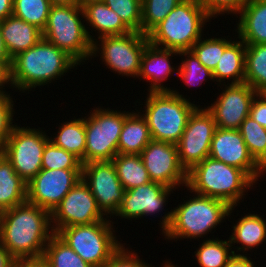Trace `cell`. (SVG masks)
<instances>
[{
  "label": "cell",
  "mask_w": 266,
  "mask_h": 267,
  "mask_svg": "<svg viewBox=\"0 0 266 267\" xmlns=\"http://www.w3.org/2000/svg\"><path fill=\"white\" fill-rule=\"evenodd\" d=\"M79 64L64 50L44 38L28 50L12 58L9 71L10 88L29 94L36 87L55 83Z\"/></svg>",
  "instance_id": "obj_2"
},
{
  "label": "cell",
  "mask_w": 266,
  "mask_h": 267,
  "mask_svg": "<svg viewBox=\"0 0 266 267\" xmlns=\"http://www.w3.org/2000/svg\"><path fill=\"white\" fill-rule=\"evenodd\" d=\"M252 212L244 213L245 216L241 215L235 221L236 224L232 223V234L229 235V240L234 254L245 255L249 250L253 252L254 249H258L263 242L266 244V219L263 218L265 216Z\"/></svg>",
  "instance_id": "obj_21"
},
{
  "label": "cell",
  "mask_w": 266,
  "mask_h": 267,
  "mask_svg": "<svg viewBox=\"0 0 266 267\" xmlns=\"http://www.w3.org/2000/svg\"><path fill=\"white\" fill-rule=\"evenodd\" d=\"M53 135L50 136V140L56 146L73 154L85 164L86 133L83 117L76 119L74 116L73 120L59 123L57 132Z\"/></svg>",
  "instance_id": "obj_28"
},
{
  "label": "cell",
  "mask_w": 266,
  "mask_h": 267,
  "mask_svg": "<svg viewBox=\"0 0 266 267\" xmlns=\"http://www.w3.org/2000/svg\"><path fill=\"white\" fill-rule=\"evenodd\" d=\"M42 169H82L81 161L49 140L42 156Z\"/></svg>",
  "instance_id": "obj_38"
},
{
  "label": "cell",
  "mask_w": 266,
  "mask_h": 267,
  "mask_svg": "<svg viewBox=\"0 0 266 267\" xmlns=\"http://www.w3.org/2000/svg\"><path fill=\"white\" fill-rule=\"evenodd\" d=\"M163 263H162L163 266L161 265L160 267H179L177 264L175 265V263L170 261V259H167V260L163 261Z\"/></svg>",
  "instance_id": "obj_52"
},
{
  "label": "cell",
  "mask_w": 266,
  "mask_h": 267,
  "mask_svg": "<svg viewBox=\"0 0 266 267\" xmlns=\"http://www.w3.org/2000/svg\"><path fill=\"white\" fill-rule=\"evenodd\" d=\"M171 88V91L146 92L145 104L137 99L135 106L144 105V110L137 109L146 119L152 140L177 144L186 128L189 116L199 106L195 101ZM138 102V105L136 104ZM143 113H142V112Z\"/></svg>",
  "instance_id": "obj_5"
},
{
  "label": "cell",
  "mask_w": 266,
  "mask_h": 267,
  "mask_svg": "<svg viewBox=\"0 0 266 267\" xmlns=\"http://www.w3.org/2000/svg\"><path fill=\"white\" fill-rule=\"evenodd\" d=\"M103 2L115 11L131 31L141 33L142 0H104Z\"/></svg>",
  "instance_id": "obj_39"
},
{
  "label": "cell",
  "mask_w": 266,
  "mask_h": 267,
  "mask_svg": "<svg viewBox=\"0 0 266 267\" xmlns=\"http://www.w3.org/2000/svg\"><path fill=\"white\" fill-rule=\"evenodd\" d=\"M207 36L204 38L203 35L192 46L191 51L203 66L213 71L219 63L224 50L233 42L232 39L235 38H231L232 36L229 35L227 37L219 36L218 38H212V36L209 37V34Z\"/></svg>",
  "instance_id": "obj_35"
},
{
  "label": "cell",
  "mask_w": 266,
  "mask_h": 267,
  "mask_svg": "<svg viewBox=\"0 0 266 267\" xmlns=\"http://www.w3.org/2000/svg\"><path fill=\"white\" fill-rule=\"evenodd\" d=\"M54 234L51 213L28 201L1 214L0 244L17 261L42 259Z\"/></svg>",
  "instance_id": "obj_1"
},
{
  "label": "cell",
  "mask_w": 266,
  "mask_h": 267,
  "mask_svg": "<svg viewBox=\"0 0 266 267\" xmlns=\"http://www.w3.org/2000/svg\"><path fill=\"white\" fill-rule=\"evenodd\" d=\"M253 256L251 254H234L226 264L225 267H256L258 261H254L250 256ZM259 267V264L258 266Z\"/></svg>",
  "instance_id": "obj_44"
},
{
  "label": "cell",
  "mask_w": 266,
  "mask_h": 267,
  "mask_svg": "<svg viewBox=\"0 0 266 267\" xmlns=\"http://www.w3.org/2000/svg\"><path fill=\"white\" fill-rule=\"evenodd\" d=\"M0 30L11 59L43 39L42 30L14 15L0 22Z\"/></svg>",
  "instance_id": "obj_24"
},
{
  "label": "cell",
  "mask_w": 266,
  "mask_h": 267,
  "mask_svg": "<svg viewBox=\"0 0 266 267\" xmlns=\"http://www.w3.org/2000/svg\"><path fill=\"white\" fill-rule=\"evenodd\" d=\"M222 90L206 109L213 115L216 127L239 129L249 116L253 98L257 92L247 83L219 85ZM224 88V89H223Z\"/></svg>",
  "instance_id": "obj_18"
},
{
  "label": "cell",
  "mask_w": 266,
  "mask_h": 267,
  "mask_svg": "<svg viewBox=\"0 0 266 267\" xmlns=\"http://www.w3.org/2000/svg\"><path fill=\"white\" fill-rule=\"evenodd\" d=\"M83 12L87 34L92 43L96 40V36L99 39L105 36L123 35L131 32L115 11L104 2L90 3L83 7ZM94 31L98 34H93Z\"/></svg>",
  "instance_id": "obj_23"
},
{
  "label": "cell",
  "mask_w": 266,
  "mask_h": 267,
  "mask_svg": "<svg viewBox=\"0 0 266 267\" xmlns=\"http://www.w3.org/2000/svg\"><path fill=\"white\" fill-rule=\"evenodd\" d=\"M238 130L251 156L266 171V128L248 116Z\"/></svg>",
  "instance_id": "obj_34"
},
{
  "label": "cell",
  "mask_w": 266,
  "mask_h": 267,
  "mask_svg": "<svg viewBox=\"0 0 266 267\" xmlns=\"http://www.w3.org/2000/svg\"><path fill=\"white\" fill-rule=\"evenodd\" d=\"M140 155L152 182L175 189L186 187L187 171L180 163L176 144L151 140Z\"/></svg>",
  "instance_id": "obj_16"
},
{
  "label": "cell",
  "mask_w": 266,
  "mask_h": 267,
  "mask_svg": "<svg viewBox=\"0 0 266 267\" xmlns=\"http://www.w3.org/2000/svg\"><path fill=\"white\" fill-rule=\"evenodd\" d=\"M176 190L175 188H169L157 182H150L126 190L120 208L113 217L115 219L120 218L121 220L124 218L132 222L134 219L138 220L143 218L144 220V217H159L161 214L160 223L157 224H159V228L162 230L161 234L163 235L172 220V208L166 212L165 207H167L168 198ZM164 210L165 213L163 212ZM115 216L118 217L116 218Z\"/></svg>",
  "instance_id": "obj_12"
},
{
  "label": "cell",
  "mask_w": 266,
  "mask_h": 267,
  "mask_svg": "<svg viewBox=\"0 0 266 267\" xmlns=\"http://www.w3.org/2000/svg\"><path fill=\"white\" fill-rule=\"evenodd\" d=\"M179 56L175 50L162 49L148 43L141 57L140 72L138 79L146 80L148 92L171 91V87L164 85L169 77L177 75L178 66H173L172 57ZM171 59V60H170ZM165 81V82H164Z\"/></svg>",
  "instance_id": "obj_20"
},
{
  "label": "cell",
  "mask_w": 266,
  "mask_h": 267,
  "mask_svg": "<svg viewBox=\"0 0 266 267\" xmlns=\"http://www.w3.org/2000/svg\"><path fill=\"white\" fill-rule=\"evenodd\" d=\"M235 38L224 50L219 63L212 71L214 82H218V86L245 83L246 44L238 37Z\"/></svg>",
  "instance_id": "obj_25"
},
{
  "label": "cell",
  "mask_w": 266,
  "mask_h": 267,
  "mask_svg": "<svg viewBox=\"0 0 266 267\" xmlns=\"http://www.w3.org/2000/svg\"><path fill=\"white\" fill-rule=\"evenodd\" d=\"M113 224L115 221L104 220L73 225L61 228L56 234L91 266L103 267L124 244L116 236L118 231Z\"/></svg>",
  "instance_id": "obj_8"
},
{
  "label": "cell",
  "mask_w": 266,
  "mask_h": 267,
  "mask_svg": "<svg viewBox=\"0 0 266 267\" xmlns=\"http://www.w3.org/2000/svg\"><path fill=\"white\" fill-rule=\"evenodd\" d=\"M112 162L125 191L152 182L141 155L117 154Z\"/></svg>",
  "instance_id": "obj_29"
},
{
  "label": "cell",
  "mask_w": 266,
  "mask_h": 267,
  "mask_svg": "<svg viewBox=\"0 0 266 267\" xmlns=\"http://www.w3.org/2000/svg\"><path fill=\"white\" fill-rule=\"evenodd\" d=\"M148 43V36L136 31L101 37L92 43L91 59L100 56L101 64L111 72L120 77L138 78L141 57Z\"/></svg>",
  "instance_id": "obj_10"
},
{
  "label": "cell",
  "mask_w": 266,
  "mask_h": 267,
  "mask_svg": "<svg viewBox=\"0 0 266 267\" xmlns=\"http://www.w3.org/2000/svg\"><path fill=\"white\" fill-rule=\"evenodd\" d=\"M203 239L199 248L194 251L196 264L199 267H225L228 260L234 255L230 240H221L219 237L214 239Z\"/></svg>",
  "instance_id": "obj_31"
},
{
  "label": "cell",
  "mask_w": 266,
  "mask_h": 267,
  "mask_svg": "<svg viewBox=\"0 0 266 267\" xmlns=\"http://www.w3.org/2000/svg\"><path fill=\"white\" fill-rule=\"evenodd\" d=\"M51 5H78V0H50Z\"/></svg>",
  "instance_id": "obj_50"
},
{
  "label": "cell",
  "mask_w": 266,
  "mask_h": 267,
  "mask_svg": "<svg viewBox=\"0 0 266 267\" xmlns=\"http://www.w3.org/2000/svg\"><path fill=\"white\" fill-rule=\"evenodd\" d=\"M104 0H78V5L80 7H84L90 3H98V2H103Z\"/></svg>",
  "instance_id": "obj_51"
},
{
  "label": "cell",
  "mask_w": 266,
  "mask_h": 267,
  "mask_svg": "<svg viewBox=\"0 0 266 267\" xmlns=\"http://www.w3.org/2000/svg\"><path fill=\"white\" fill-rule=\"evenodd\" d=\"M9 91L0 92V150L7 141L12 129L16 125L14 115L15 104ZM14 99V100H13ZM14 123V124H13Z\"/></svg>",
  "instance_id": "obj_40"
},
{
  "label": "cell",
  "mask_w": 266,
  "mask_h": 267,
  "mask_svg": "<svg viewBox=\"0 0 266 267\" xmlns=\"http://www.w3.org/2000/svg\"><path fill=\"white\" fill-rule=\"evenodd\" d=\"M209 156L227 165L244 170L257 184L266 171L251 156L237 129L217 127L211 141Z\"/></svg>",
  "instance_id": "obj_19"
},
{
  "label": "cell",
  "mask_w": 266,
  "mask_h": 267,
  "mask_svg": "<svg viewBox=\"0 0 266 267\" xmlns=\"http://www.w3.org/2000/svg\"><path fill=\"white\" fill-rule=\"evenodd\" d=\"M26 186L27 183L0 153V211L3 212L27 201Z\"/></svg>",
  "instance_id": "obj_27"
},
{
  "label": "cell",
  "mask_w": 266,
  "mask_h": 267,
  "mask_svg": "<svg viewBox=\"0 0 266 267\" xmlns=\"http://www.w3.org/2000/svg\"><path fill=\"white\" fill-rule=\"evenodd\" d=\"M216 128L214 117L206 105H199L189 116L186 128L176 144L180 163L187 172L209 156Z\"/></svg>",
  "instance_id": "obj_13"
},
{
  "label": "cell",
  "mask_w": 266,
  "mask_h": 267,
  "mask_svg": "<svg viewBox=\"0 0 266 267\" xmlns=\"http://www.w3.org/2000/svg\"><path fill=\"white\" fill-rule=\"evenodd\" d=\"M82 179V169H42L27 183V201L50 213Z\"/></svg>",
  "instance_id": "obj_17"
},
{
  "label": "cell",
  "mask_w": 266,
  "mask_h": 267,
  "mask_svg": "<svg viewBox=\"0 0 266 267\" xmlns=\"http://www.w3.org/2000/svg\"><path fill=\"white\" fill-rule=\"evenodd\" d=\"M255 185L257 183L244 170L208 156L187 172L185 188L236 207L244 201L249 190L258 187Z\"/></svg>",
  "instance_id": "obj_3"
},
{
  "label": "cell",
  "mask_w": 266,
  "mask_h": 267,
  "mask_svg": "<svg viewBox=\"0 0 266 267\" xmlns=\"http://www.w3.org/2000/svg\"><path fill=\"white\" fill-rule=\"evenodd\" d=\"M50 137L40 127L30 128L16 123L0 150L15 172L28 183L42 170V156Z\"/></svg>",
  "instance_id": "obj_11"
},
{
  "label": "cell",
  "mask_w": 266,
  "mask_h": 267,
  "mask_svg": "<svg viewBox=\"0 0 266 267\" xmlns=\"http://www.w3.org/2000/svg\"><path fill=\"white\" fill-rule=\"evenodd\" d=\"M183 0H142L141 33L148 34Z\"/></svg>",
  "instance_id": "obj_37"
},
{
  "label": "cell",
  "mask_w": 266,
  "mask_h": 267,
  "mask_svg": "<svg viewBox=\"0 0 266 267\" xmlns=\"http://www.w3.org/2000/svg\"><path fill=\"white\" fill-rule=\"evenodd\" d=\"M249 116L266 128V93H257L252 100Z\"/></svg>",
  "instance_id": "obj_43"
},
{
  "label": "cell",
  "mask_w": 266,
  "mask_h": 267,
  "mask_svg": "<svg viewBox=\"0 0 266 267\" xmlns=\"http://www.w3.org/2000/svg\"><path fill=\"white\" fill-rule=\"evenodd\" d=\"M110 219L98 207L96 199L83 179L79 180L51 212L52 228L55 233L64 227Z\"/></svg>",
  "instance_id": "obj_14"
},
{
  "label": "cell",
  "mask_w": 266,
  "mask_h": 267,
  "mask_svg": "<svg viewBox=\"0 0 266 267\" xmlns=\"http://www.w3.org/2000/svg\"><path fill=\"white\" fill-rule=\"evenodd\" d=\"M0 62H12V59L8 55L7 49L5 47L1 30H0Z\"/></svg>",
  "instance_id": "obj_49"
},
{
  "label": "cell",
  "mask_w": 266,
  "mask_h": 267,
  "mask_svg": "<svg viewBox=\"0 0 266 267\" xmlns=\"http://www.w3.org/2000/svg\"><path fill=\"white\" fill-rule=\"evenodd\" d=\"M245 83L257 93H266V44L246 45Z\"/></svg>",
  "instance_id": "obj_30"
},
{
  "label": "cell",
  "mask_w": 266,
  "mask_h": 267,
  "mask_svg": "<svg viewBox=\"0 0 266 267\" xmlns=\"http://www.w3.org/2000/svg\"><path fill=\"white\" fill-rule=\"evenodd\" d=\"M12 62H0V92L6 91L5 87H9V71Z\"/></svg>",
  "instance_id": "obj_45"
},
{
  "label": "cell",
  "mask_w": 266,
  "mask_h": 267,
  "mask_svg": "<svg viewBox=\"0 0 266 267\" xmlns=\"http://www.w3.org/2000/svg\"><path fill=\"white\" fill-rule=\"evenodd\" d=\"M238 14L234 36L246 45L266 44V0H249Z\"/></svg>",
  "instance_id": "obj_22"
},
{
  "label": "cell",
  "mask_w": 266,
  "mask_h": 267,
  "mask_svg": "<svg viewBox=\"0 0 266 267\" xmlns=\"http://www.w3.org/2000/svg\"><path fill=\"white\" fill-rule=\"evenodd\" d=\"M126 244L124 243L103 267H155L152 266V263H146V261L139 258L140 256L136 251L132 250L131 247H126Z\"/></svg>",
  "instance_id": "obj_42"
},
{
  "label": "cell",
  "mask_w": 266,
  "mask_h": 267,
  "mask_svg": "<svg viewBox=\"0 0 266 267\" xmlns=\"http://www.w3.org/2000/svg\"><path fill=\"white\" fill-rule=\"evenodd\" d=\"M14 267H49L42 259L19 260Z\"/></svg>",
  "instance_id": "obj_48"
},
{
  "label": "cell",
  "mask_w": 266,
  "mask_h": 267,
  "mask_svg": "<svg viewBox=\"0 0 266 267\" xmlns=\"http://www.w3.org/2000/svg\"><path fill=\"white\" fill-rule=\"evenodd\" d=\"M212 17L217 18L222 15L234 17L242 10L249 0H196Z\"/></svg>",
  "instance_id": "obj_41"
},
{
  "label": "cell",
  "mask_w": 266,
  "mask_h": 267,
  "mask_svg": "<svg viewBox=\"0 0 266 267\" xmlns=\"http://www.w3.org/2000/svg\"><path fill=\"white\" fill-rule=\"evenodd\" d=\"M125 118L118 142V154L140 155L152 140L146 119L135 109Z\"/></svg>",
  "instance_id": "obj_26"
},
{
  "label": "cell",
  "mask_w": 266,
  "mask_h": 267,
  "mask_svg": "<svg viewBox=\"0 0 266 267\" xmlns=\"http://www.w3.org/2000/svg\"><path fill=\"white\" fill-rule=\"evenodd\" d=\"M211 20L214 19L196 0H183L147 34L149 43L178 52L191 50L206 36L203 30Z\"/></svg>",
  "instance_id": "obj_6"
},
{
  "label": "cell",
  "mask_w": 266,
  "mask_h": 267,
  "mask_svg": "<svg viewBox=\"0 0 266 267\" xmlns=\"http://www.w3.org/2000/svg\"><path fill=\"white\" fill-rule=\"evenodd\" d=\"M42 260L49 267H93L56 233L48 241Z\"/></svg>",
  "instance_id": "obj_32"
},
{
  "label": "cell",
  "mask_w": 266,
  "mask_h": 267,
  "mask_svg": "<svg viewBox=\"0 0 266 267\" xmlns=\"http://www.w3.org/2000/svg\"><path fill=\"white\" fill-rule=\"evenodd\" d=\"M84 118L86 133L85 164L112 161L118 154V142L125 118L131 113L116 108L94 107Z\"/></svg>",
  "instance_id": "obj_9"
},
{
  "label": "cell",
  "mask_w": 266,
  "mask_h": 267,
  "mask_svg": "<svg viewBox=\"0 0 266 267\" xmlns=\"http://www.w3.org/2000/svg\"><path fill=\"white\" fill-rule=\"evenodd\" d=\"M84 23L83 8L79 5H52L42 35L80 66L86 64L92 54V42Z\"/></svg>",
  "instance_id": "obj_7"
},
{
  "label": "cell",
  "mask_w": 266,
  "mask_h": 267,
  "mask_svg": "<svg viewBox=\"0 0 266 267\" xmlns=\"http://www.w3.org/2000/svg\"><path fill=\"white\" fill-rule=\"evenodd\" d=\"M189 199L172 209V220L168 229L164 232L165 240L169 242L181 239L199 240L205 238L213 230L219 227L224 220L230 217L236 207H231L222 200L203 196L189 190ZM193 197V198H192ZM210 232V233H209Z\"/></svg>",
  "instance_id": "obj_4"
},
{
  "label": "cell",
  "mask_w": 266,
  "mask_h": 267,
  "mask_svg": "<svg viewBox=\"0 0 266 267\" xmlns=\"http://www.w3.org/2000/svg\"><path fill=\"white\" fill-rule=\"evenodd\" d=\"M17 260L0 244V267H14Z\"/></svg>",
  "instance_id": "obj_46"
},
{
  "label": "cell",
  "mask_w": 266,
  "mask_h": 267,
  "mask_svg": "<svg viewBox=\"0 0 266 267\" xmlns=\"http://www.w3.org/2000/svg\"><path fill=\"white\" fill-rule=\"evenodd\" d=\"M178 57H181V62L178 65L177 76L185 87L193 88L196 85L195 88L198 89L202 83L205 85L204 82H214L213 72L203 66L191 50L179 51Z\"/></svg>",
  "instance_id": "obj_33"
},
{
  "label": "cell",
  "mask_w": 266,
  "mask_h": 267,
  "mask_svg": "<svg viewBox=\"0 0 266 267\" xmlns=\"http://www.w3.org/2000/svg\"><path fill=\"white\" fill-rule=\"evenodd\" d=\"M82 179L91 190L98 207L112 219L119 210L125 193L114 163L92 161L82 164Z\"/></svg>",
  "instance_id": "obj_15"
},
{
  "label": "cell",
  "mask_w": 266,
  "mask_h": 267,
  "mask_svg": "<svg viewBox=\"0 0 266 267\" xmlns=\"http://www.w3.org/2000/svg\"><path fill=\"white\" fill-rule=\"evenodd\" d=\"M13 12V0H0V22L11 16Z\"/></svg>",
  "instance_id": "obj_47"
},
{
  "label": "cell",
  "mask_w": 266,
  "mask_h": 267,
  "mask_svg": "<svg viewBox=\"0 0 266 267\" xmlns=\"http://www.w3.org/2000/svg\"><path fill=\"white\" fill-rule=\"evenodd\" d=\"M51 6L50 0H13L12 15L43 31Z\"/></svg>",
  "instance_id": "obj_36"
}]
</instances>
